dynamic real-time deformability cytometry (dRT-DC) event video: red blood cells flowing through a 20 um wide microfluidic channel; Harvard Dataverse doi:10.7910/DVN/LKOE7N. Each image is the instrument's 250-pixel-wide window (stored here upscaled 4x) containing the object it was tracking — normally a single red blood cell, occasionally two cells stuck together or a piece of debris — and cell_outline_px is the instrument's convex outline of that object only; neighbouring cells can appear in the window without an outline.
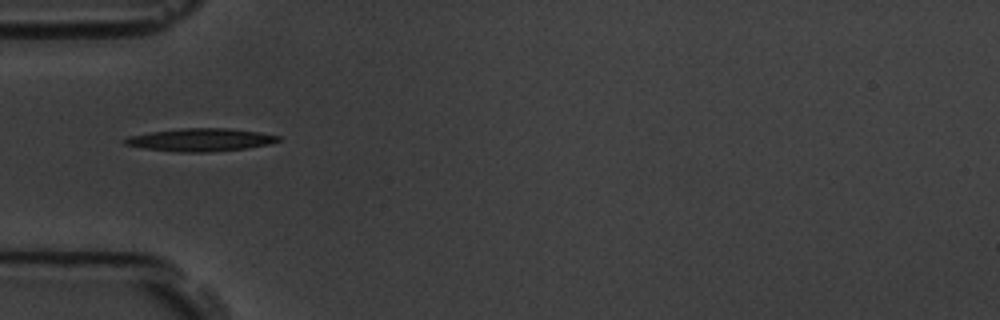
{"species": "common noctule bat (a hibernating species)", "species_latin": "Nyctalus noctula", "temperature_condition": "room temperature", "stored_images_in_passage": 7, "camera_frame_rate_fps": 3000, "um_per_image_px": 0.085, "animal": {"sex": "male", "body_mass_g": 19.5, "forearm_length_mm": 54.6}, "frame": {"image": 1, "passage_image": 5, "time_ms": 5.333, "image_size_px": [1000, 320], "cell_outline_px": [[280, 140], [268, 144], [248, 148], [208, 152], [176, 152], [144, 148], [124, 144], [120, 140], [128, 136], [152, 132], [180, 128], [228, 128], [260, 132], [280, 136]], "centroid_in_image_um": [17.02, 11.88], "position_along_channel_um": 68.0, "area_um2": 20.46}}
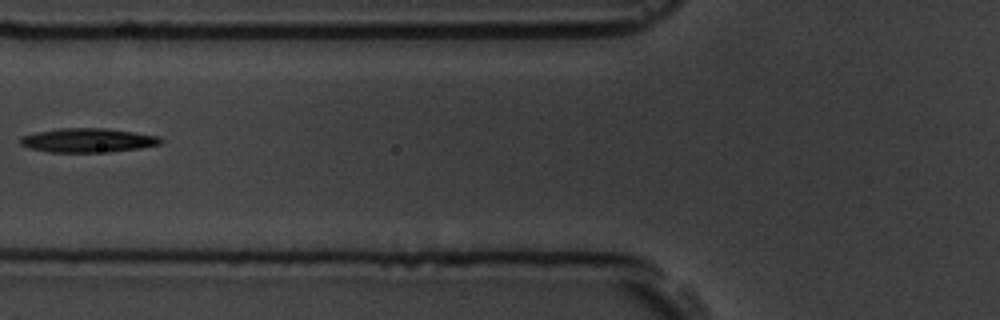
{"frame": {"image": 2, "passage_image": 6, "time_ms": 6.667, "image_size_px": [1000, 320], "cell_outline_px": [[164, 140], [160, 144], [140, 148], [108, 152], [48, 152], [32, 148], [20, 144], [20, 136], [36, 132], [56, 128], [104, 128], [160, 136]], "centroid_in_image_um": [7.47, 11.92], "position_along_channel_um": 118.3, "area_um2": 19.71}}
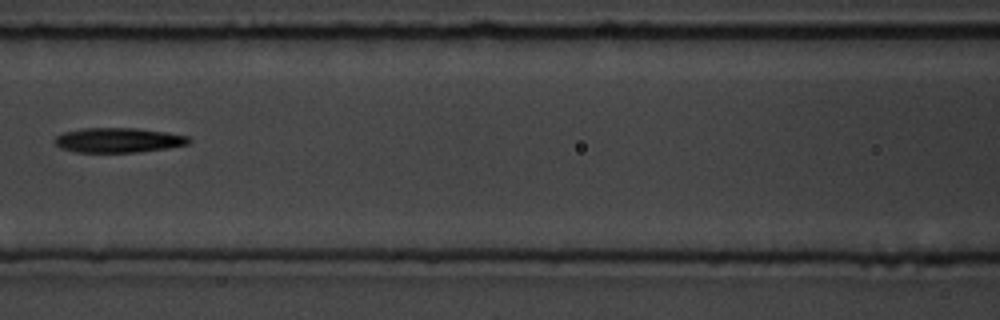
{"frame": {"image": 3, "passage_image": 7, "time_ms": 7.667, "image_size_px": [1000, 320], "cell_outline_px": [[192, 140], [188, 144], [168, 148], [136, 152], [76, 152], [60, 148], [56, 144], [56, 136], [64, 132], [84, 128], [136, 128], [164, 132], [188, 136]], "centroid_in_image_um": [10.07, 11.91], "position_along_channel_um": 156.5, "area_um2": 19.19}}